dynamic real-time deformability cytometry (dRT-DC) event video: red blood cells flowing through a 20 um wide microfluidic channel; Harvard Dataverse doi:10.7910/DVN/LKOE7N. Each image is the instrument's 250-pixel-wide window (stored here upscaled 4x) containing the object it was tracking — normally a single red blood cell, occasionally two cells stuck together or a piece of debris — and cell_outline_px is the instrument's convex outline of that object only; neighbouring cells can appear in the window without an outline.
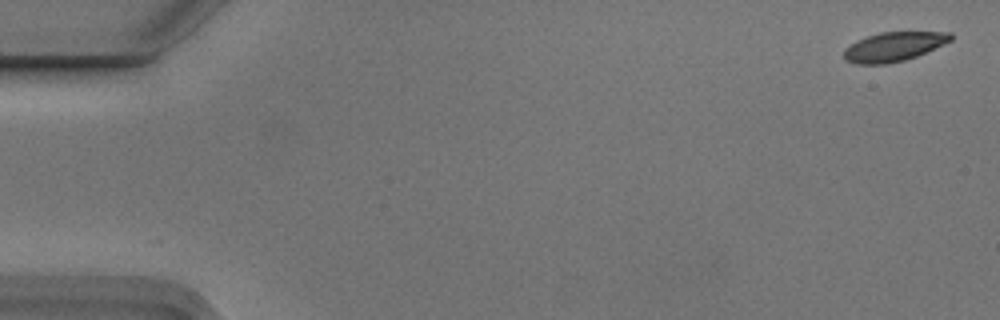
{"species": "Egyptian fruit bat (a non-hibernating species)", "species_latin": "Rousettus aegyptiacus", "temperature_condition": "cold", "stored_images_in_passage": 6, "camera_frame_rate_fps": 3000, "um_per_image_px": 0.085, "animal": {"sex": "male"}, "frame": {"image": 1, "passage_image": 1, "time_ms": 0.0, "image_size_px": [1000, 320], "cell_outline_px": [[952, 40], [916, 56], [904, 60], [888, 64], [856, 64], [844, 60], [844, 48], [856, 40], [880, 32], [952, 32]], "centroid_in_image_um": [75.93, 3.97], "position_along_channel_um": 9.1, "area_um2": 18.15}}
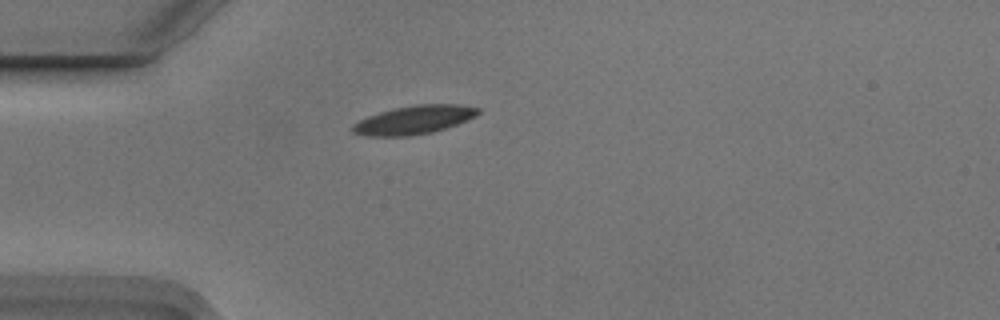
{"frame": {"image": 2, "passage_image": 5, "time_ms": 1.333, "image_size_px": [1000, 320], "cell_outline_px": [[480, 112], [476, 116], [468, 120], [432, 132], [408, 136], [368, 136], [352, 132], [348, 128], [352, 124], [368, 116], [392, 108], [416, 104], [460, 104], [480, 108]], "centroid_in_image_um": [35.17, 10.18], "position_along_channel_um": 49.8, "area_um2": 20.98}}